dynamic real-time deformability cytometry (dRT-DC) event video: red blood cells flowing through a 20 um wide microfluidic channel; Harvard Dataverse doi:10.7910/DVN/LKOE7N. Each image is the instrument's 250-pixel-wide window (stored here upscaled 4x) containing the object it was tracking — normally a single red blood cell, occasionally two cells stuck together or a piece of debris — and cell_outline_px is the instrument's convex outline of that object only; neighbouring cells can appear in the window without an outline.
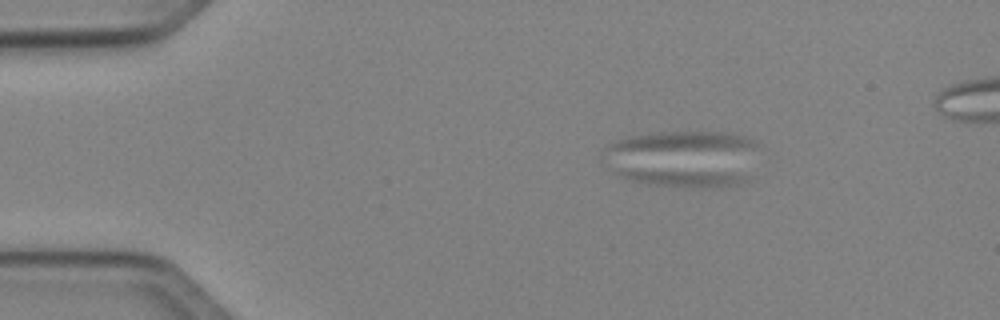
{"species": "Egyptian fruit bat (a non-hibernating species)", "species_latin": "Rousettus aegyptiacus", "temperature_condition": "cold", "stored_images_in_passage": 7, "camera_frame_rate_fps": 3000, "um_per_image_px": 0.085, "animal": {"sex": "female"}, "frame": {"image": 1, "passage_image": 2, "time_ms": 2.0, "image_size_px": [1000, 320], "cell_outline_px": [[748, 180], [740, 184], [708, 188], [684, 188], [648, 184], [628, 180], [612, 172], [612, 168], [628, 168], [724, 172], [748, 176]], "centroid_in_image_um": [57.87, 15.11], "position_along_channel_um": 27.1, "area_um2": 13.64}}